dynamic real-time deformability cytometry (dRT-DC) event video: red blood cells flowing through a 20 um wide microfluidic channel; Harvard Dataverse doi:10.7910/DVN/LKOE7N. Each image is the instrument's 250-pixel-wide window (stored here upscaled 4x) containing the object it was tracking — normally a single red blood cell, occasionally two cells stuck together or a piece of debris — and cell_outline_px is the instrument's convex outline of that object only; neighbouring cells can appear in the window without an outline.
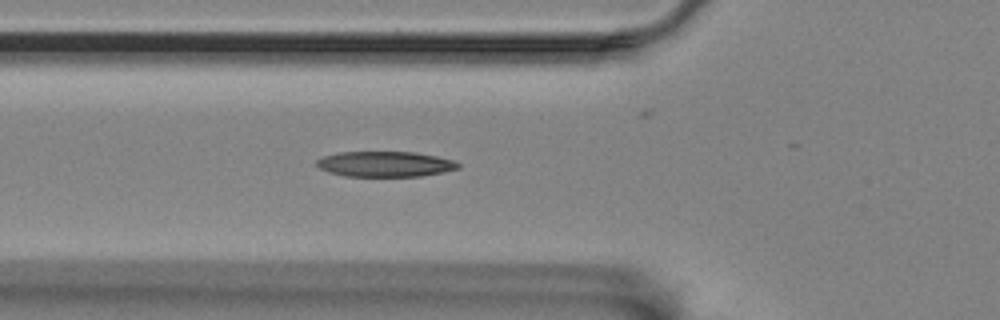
{"species": "Egyptian fruit bat (a non-hibernating species)", "species_latin": "Rousettus aegyptiacus", "temperature_condition": "room temperature", "stored_images_in_passage": 26, "camera_frame_rate_fps": 3000, "um_per_image_px": 0.085, "animal": {"sex": "female"}, "frame": {"image": 1, "passage_image": 2, "time_ms": 0.333, "image_size_px": [1000, 320], "cell_outline_px": [[460, 168], [444, 172], [420, 176], [344, 176], [328, 172], [320, 168], [316, 164], [316, 160], [324, 156], [336, 152], [412, 152], [436, 156], [452, 160], [460, 164]], "centroid_in_image_um": [32.72, 13.95], "position_along_channel_um": 93.1, "area_um2": 20.92}}
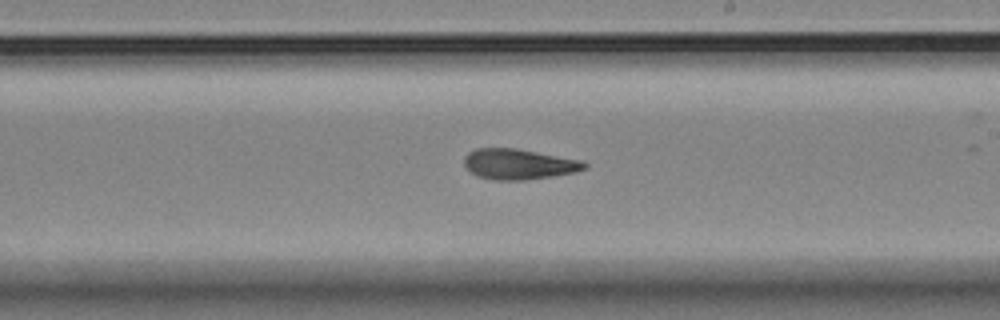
{"frame": {"image": 2, "passage_image": 15, "time_ms": 4.667, "image_size_px": [1000, 320], "cell_outline_px": [[588, 168], [576, 172], [552, 176], [524, 180], [492, 180], [476, 176], [464, 164], [464, 156], [468, 152], [476, 148], [516, 148], [580, 160], [588, 164]], "centroid_in_image_um": [44.08, 13.95], "position_along_channel_um": 244.9, "area_um2": 21.39}}
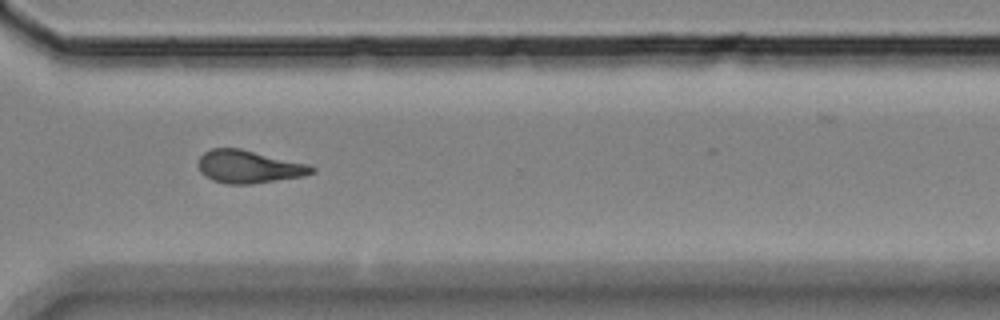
{"frame": {"image": 3, "passage_image": 24, "time_ms": 7.667, "image_size_px": [1000, 320], "cell_outline_px": [[316, 172], [304, 176], [252, 184], [228, 184], [212, 180], [204, 176], [200, 172], [196, 164], [200, 156], [204, 152], [212, 148], [240, 148], [308, 164], [316, 168]], "centroid_in_image_um": [21.13, 14.17], "position_along_channel_um": 349.5, "area_um2": 21.91}}